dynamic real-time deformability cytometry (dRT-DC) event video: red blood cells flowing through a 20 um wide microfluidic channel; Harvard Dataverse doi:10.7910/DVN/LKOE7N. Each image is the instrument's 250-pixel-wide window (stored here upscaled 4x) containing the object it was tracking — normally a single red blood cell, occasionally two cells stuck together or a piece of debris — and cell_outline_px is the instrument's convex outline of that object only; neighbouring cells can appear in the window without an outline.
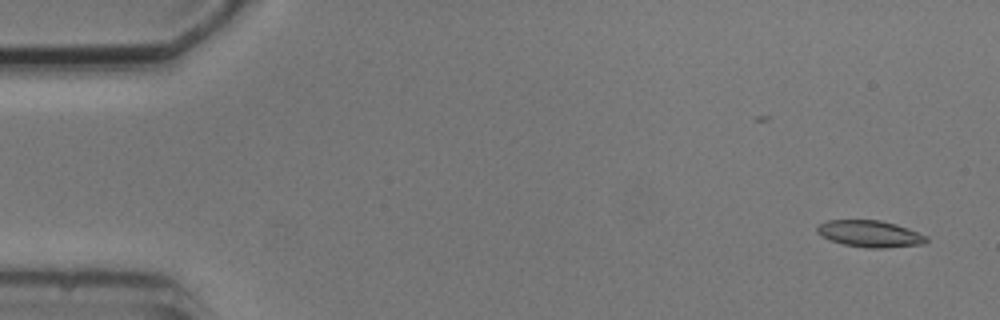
{"species": "common noctule bat (a hibernating species)", "species_latin": "Nyctalus noctula", "temperature_condition": "cold", "stored_images_in_passage": 4, "camera_frame_rate_fps": 3000, "um_per_image_px": 0.085, "animal": {"sex": "male", "body_mass_g": 20.5, "forearm_length_mm": 52.5}, "frame": {"image": 1, "passage_image": 1, "time_ms": 0.0, "image_size_px": [1000, 320], "cell_outline_px": [[928, 240], [924, 244], [884, 248], [868, 248], [844, 244], [832, 240], [816, 232], [816, 228], [820, 224], [828, 220], [880, 220], [896, 224], [908, 228], [928, 236]], "centroid_in_image_um": [73.99, 19.87], "position_along_channel_um": 11.0, "area_um2": 16.88}}